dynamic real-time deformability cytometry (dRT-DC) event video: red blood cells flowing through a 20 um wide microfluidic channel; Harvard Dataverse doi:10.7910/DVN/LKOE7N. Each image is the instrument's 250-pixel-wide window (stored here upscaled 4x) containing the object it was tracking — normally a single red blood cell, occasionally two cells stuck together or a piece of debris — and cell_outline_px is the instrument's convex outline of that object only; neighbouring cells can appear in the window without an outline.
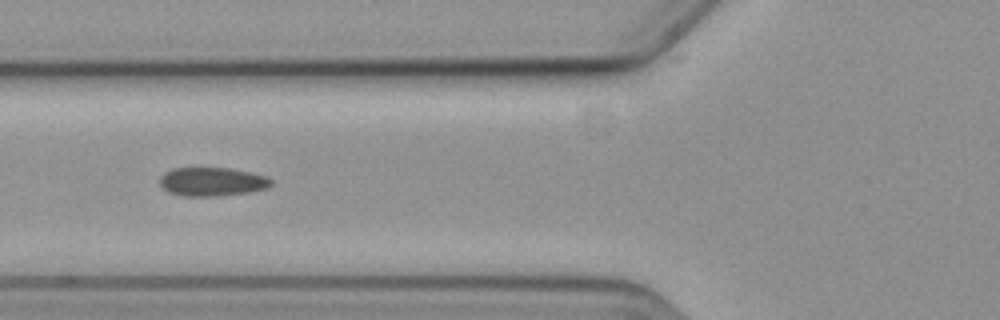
{"species": "common noctule bat (a hibernating species)", "species_latin": "Nyctalus noctula", "temperature_condition": "cold", "stored_images_in_passage": 14, "camera_frame_rate_fps": 3000, "um_per_image_px": 0.085, "animal": {"sex": "female", "body_mass_g": 19.3, "forearm_length_mm": 54.1}, "frame": {"image": 1, "passage_image": 5, "time_ms": 5.667, "image_size_px": [1000, 320], "cell_outline_px": [[272, 184], [268, 188], [248, 192], [216, 196], [184, 196], [168, 192], [160, 184], [160, 176], [164, 172], [172, 168], [232, 168], [252, 172], [268, 176], [272, 180]], "centroid_in_image_um": [18.05, 15.43], "position_along_channel_um": 107.8, "area_um2": 18.79}}
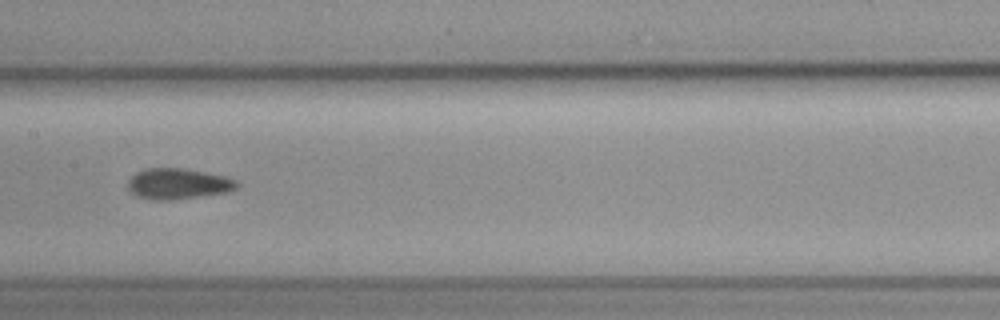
{"frame": {"image": 2, "passage_image": 7, "time_ms": 8.0, "image_size_px": [1000, 320], "cell_outline_px": [[240, 184], [236, 188], [228, 192], [172, 200], [152, 200], [136, 196], [128, 192], [128, 180], [136, 172], [144, 168], [180, 168], [204, 172], [224, 176], [236, 180]], "centroid_in_image_um": [15.09, 15.63], "position_along_channel_um": 192.3, "area_um2": 19.65}}
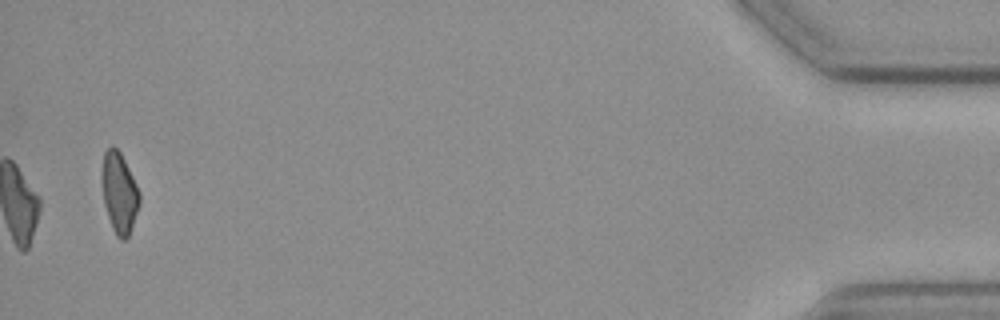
{"frame": {"image": 3, "passage_image": 14, "time_ms": 17.0, "image_size_px": [1000, 320], "cell_outline_px": [[140, 204], [128, 236], [124, 240], [120, 240], [116, 236], [112, 228], [104, 204], [100, 180], [100, 172], [104, 152], [112, 144], [120, 152], [140, 192]], "centroid_in_image_um": [10.11, 16.37], "position_along_channel_um": 425.1, "area_um2": 17.86}, "authors_computed_cell_mechanics": {"area_um2": 19.1029, "velocity_mm_per_s": 3.6221, "shape_relaxation_time_tau1_ms": null, "shape_relaxation_time_tau2_ms": 3.031, "deformation_change_tau1": null, "deformation_change_tau2": 0.068}}